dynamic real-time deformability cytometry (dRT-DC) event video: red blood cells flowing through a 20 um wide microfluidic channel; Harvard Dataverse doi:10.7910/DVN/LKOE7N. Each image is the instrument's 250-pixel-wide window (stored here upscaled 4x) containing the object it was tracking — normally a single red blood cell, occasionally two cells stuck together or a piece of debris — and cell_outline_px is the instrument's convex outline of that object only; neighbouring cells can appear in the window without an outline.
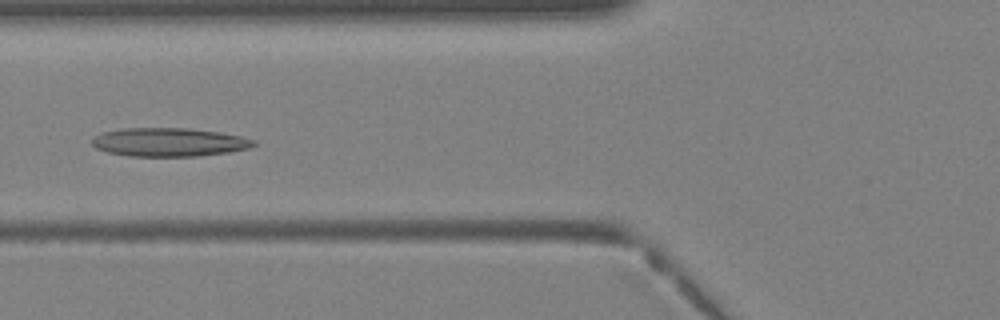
{"species": "Egyptian fruit bat (a non-hibernating species)", "species_latin": "Rousettus aegyptiacus", "temperature_condition": "warm", "stored_images_in_passage": 33, "camera_frame_rate_fps": 3000, "um_per_image_px": 0.085, "animal": {"sex": "female"}, "frame": {"image": 1, "passage_image": 9, "time_ms": 2.667, "image_size_px": [1000, 320], "cell_outline_px": [[256, 144], [248, 148], [228, 152], [196, 156], [128, 156], [108, 152], [96, 148], [92, 144], [92, 136], [104, 132], [124, 128], [188, 128], [220, 132], [240, 136], [256, 140]], "centroid_in_image_um": [14.36, 12.08], "position_along_channel_um": 111.4, "area_um2": 26.88}}
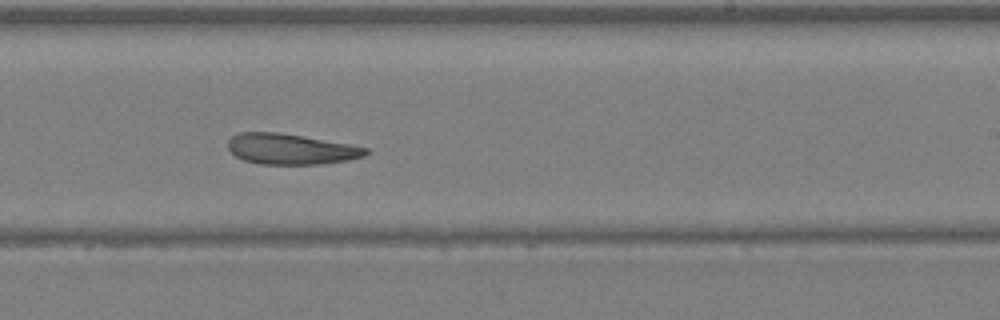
{"frame": {"image": 2, "passage_image": 18, "time_ms": 5.667, "image_size_px": [1000, 320], "cell_outline_px": [[368, 152], [364, 156], [348, 160], [320, 164], [260, 164], [244, 160], [236, 156], [228, 148], [228, 140], [232, 136], [240, 132], [280, 132], [352, 144], [368, 148]], "centroid_in_image_um": [24.73, 12.66], "position_along_channel_um": 264.3, "area_um2": 24.68}}
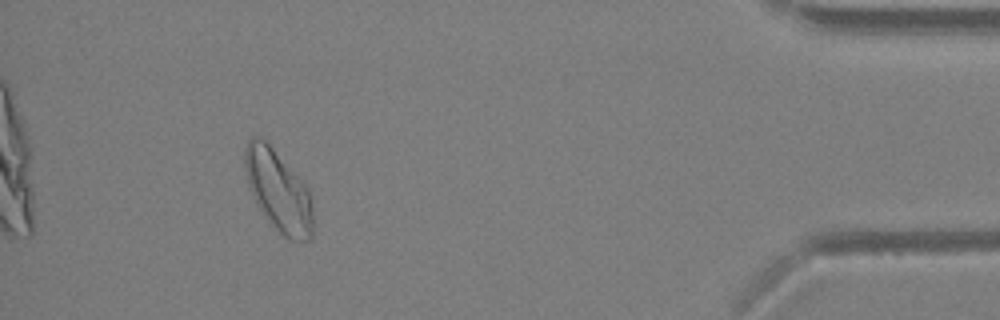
{"frame": {"image": 3, "passage_image": 30, "time_ms": 9.667, "image_size_px": [1000, 320], "cell_outline_px": [[312, 240], [288, 240], [272, 224], [256, 204], [252, 196], [248, 184], [244, 168], [244, 148], [248, 140], [252, 136], [260, 136], [272, 148], [308, 188], [312, 200]], "centroid_in_image_um": [23.64, 16.22], "position_along_channel_um": 411.6, "area_um2": 31.91}}